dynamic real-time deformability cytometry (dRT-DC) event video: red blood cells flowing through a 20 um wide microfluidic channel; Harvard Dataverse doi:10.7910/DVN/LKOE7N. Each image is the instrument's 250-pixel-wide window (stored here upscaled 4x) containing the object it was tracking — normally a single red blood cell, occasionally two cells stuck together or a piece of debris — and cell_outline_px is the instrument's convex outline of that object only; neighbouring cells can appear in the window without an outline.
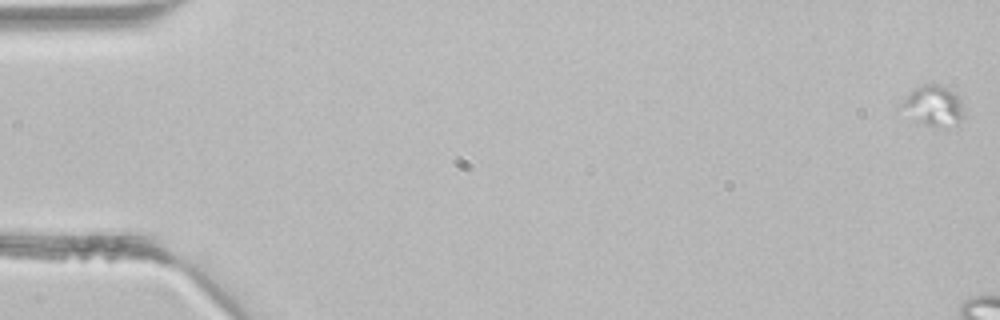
{"species": "common noctule bat (a hibernating species)", "species_latin": "Nyctalus noctula", "temperature_condition": "room temperature", "stored_images_in_passage": 3, "camera_frame_rate_fps": 3000, "um_per_image_px": 0.085, "animal": {"sex": "male", "body_mass_g": 21.5, "forearm_length_mm": 52.0}, "frame": {"image": 1, "passage_image": 1, "time_ms": 0.0, "image_size_px": [1000, 320], "cell_outline_px": [[964, 116], [956, 124], [924, 124], [904, 104], [904, 100], [920, 84], [940, 84], [956, 92], [960, 100], [964, 112]], "centroid_in_image_um": [79.49, 8.9], "position_along_channel_um": 5.5, "area_um2": 13.29}}